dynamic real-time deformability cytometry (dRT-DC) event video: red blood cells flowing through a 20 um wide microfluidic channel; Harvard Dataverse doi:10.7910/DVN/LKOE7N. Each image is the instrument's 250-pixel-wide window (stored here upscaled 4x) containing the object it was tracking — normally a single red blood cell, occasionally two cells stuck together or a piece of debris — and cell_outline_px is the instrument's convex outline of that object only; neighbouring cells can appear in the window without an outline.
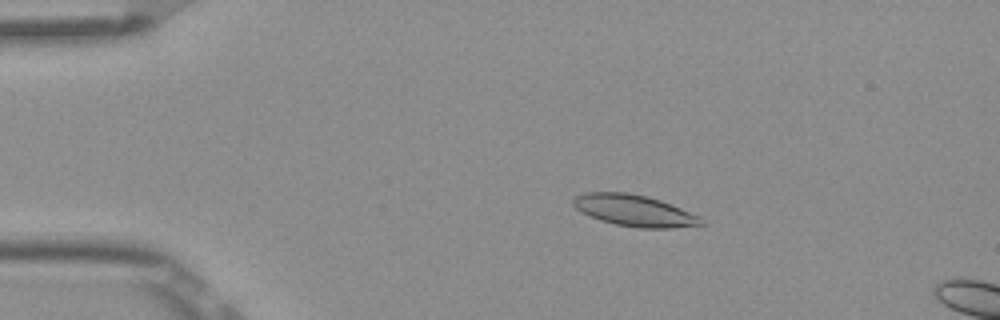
{"species": "Egyptian fruit bat (a non-hibernating species)", "species_latin": "Rousettus aegyptiacus", "temperature_condition": "room temperature", "stored_images_in_passage": 55, "segment_of_instrument_passage": [1, 2], "camera_frame_rate_fps": 3000, "um_per_image_px": 0.085, "frame": {"image": 1, "passage_image": 11, "time_ms": 3.333, "image_size_px": [1000, 320], "cell_outline_px": [[704, 224], [672, 228], [636, 228], [616, 224], [600, 220], [580, 212], [572, 204], [572, 200], [576, 196], [584, 192], [628, 192], [648, 196], [660, 200], [700, 216], [704, 220]], "centroid_in_image_um": [53.9, 17.89], "position_along_channel_um": 31.1, "area_um2": 23.52}}
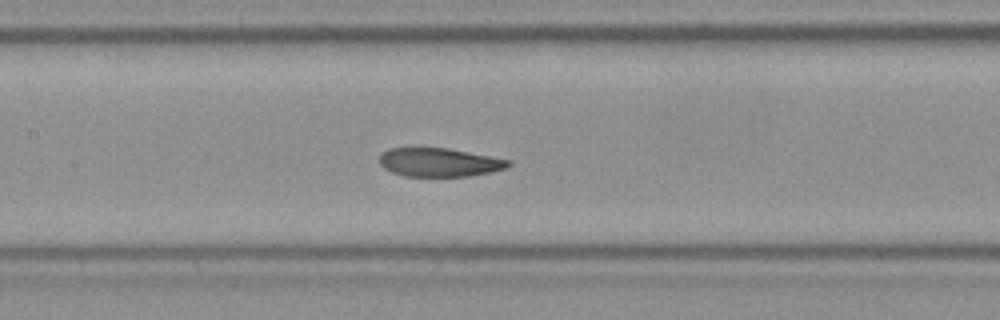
{"frame": {"image": 2, "passage_image": 26, "time_ms": 8.333, "image_size_px": [1000, 320], "cell_outline_px": [[512, 164], [508, 168], [468, 176], [404, 176], [392, 172], [384, 168], [380, 164], [380, 156], [388, 148], [448, 148], [512, 160]], "centroid_in_image_um": [37.37, 13.79], "position_along_channel_um": 170.0, "area_um2": 21.44}}
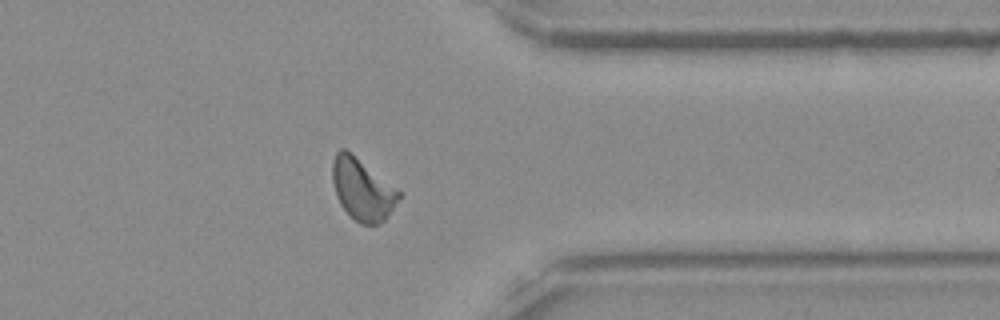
{"frame": {"image": 3, "passage_image": 43, "time_ms": 14.0, "image_size_px": [1000, 320], "cell_outline_px": [[400, 196], [384, 220], [380, 224], [360, 224], [340, 204], [336, 196], [332, 180], [332, 160], [336, 152], [340, 148], [344, 148], [400, 192]], "centroid_in_image_um": [30.74, 16.1], "position_along_channel_um": 380.7, "area_um2": 23.06}}